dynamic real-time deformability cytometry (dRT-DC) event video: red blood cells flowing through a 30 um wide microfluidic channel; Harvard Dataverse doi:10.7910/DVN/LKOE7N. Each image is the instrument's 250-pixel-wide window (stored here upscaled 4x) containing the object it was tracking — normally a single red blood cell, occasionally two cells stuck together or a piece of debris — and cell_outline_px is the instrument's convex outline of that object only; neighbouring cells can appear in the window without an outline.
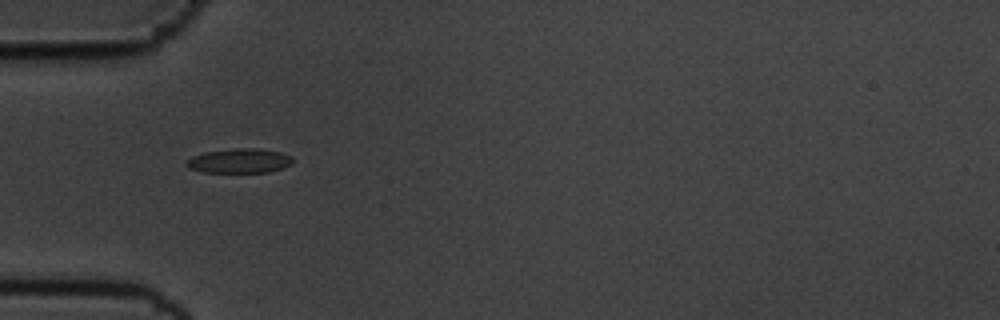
{"species": "common noctule bat (a hibernating species)", "species_latin": "Nyctalus noctula", "temperature_condition": "cold", "stored_images_in_passage": 39, "camera_frame_rate_fps": 3000, "um_per_image_px": 0.085, "animal": {"sex": "male", "body_mass_g": 19.5, "forearm_length_mm": 54.6}, "frame": {"image": 1, "passage_image": 1, "time_ms": 0.0, "image_size_px": [1000, 320], "cell_outline_px": [[292, 164], [284, 168], [268, 172], [204, 172], [188, 168], [184, 164], [192, 156], [204, 152], [232, 148], [256, 148], [280, 152], [288, 156], [292, 160]], "centroid_in_image_um": [20.32, 13.67], "position_along_channel_um": 64.7, "area_um2": 15.14}}
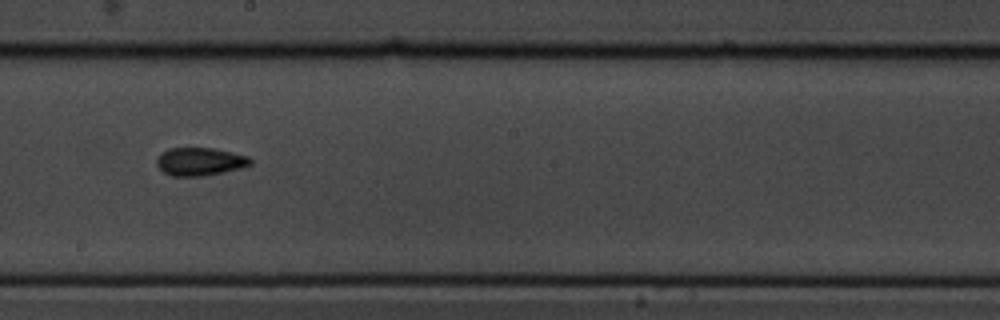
{"frame": {"image": 2, "passage_image": 15, "time_ms": 4.667, "image_size_px": [1000, 320], "cell_outline_px": [[252, 164], [240, 168], [224, 172], [204, 176], [172, 176], [164, 172], [156, 164], [156, 160], [168, 148], [212, 148], [232, 152], [248, 156], [252, 160]], "centroid_in_image_um": [17.02, 13.74], "position_along_channel_um": 231.2, "area_um2": 15.2}}
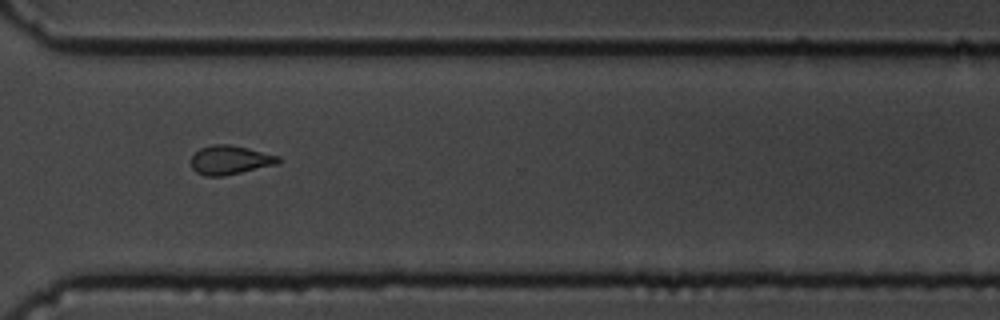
{"frame": {"image": 3, "passage_image": 25, "time_ms": 8.0, "image_size_px": [1000, 320], "cell_outline_px": [[280, 160], [276, 164], [224, 176], [204, 176], [196, 172], [192, 168], [192, 156], [200, 148], [212, 144], [232, 144], [280, 156]], "centroid_in_image_um": [19.54, 13.59], "position_along_channel_um": 351.1, "area_um2": 14.68}, "authors_computed_cell_mechanics": {"area_um2": 14.9124, "velocity_mm_per_s": 3.5966, "shape_relaxation_time_tau1_ms": 6.054, "shape_relaxation_time_tau2_ms": 2.5811, "deformation_change_tau1": 0.1244, "deformation_change_tau2": 0.0774}}